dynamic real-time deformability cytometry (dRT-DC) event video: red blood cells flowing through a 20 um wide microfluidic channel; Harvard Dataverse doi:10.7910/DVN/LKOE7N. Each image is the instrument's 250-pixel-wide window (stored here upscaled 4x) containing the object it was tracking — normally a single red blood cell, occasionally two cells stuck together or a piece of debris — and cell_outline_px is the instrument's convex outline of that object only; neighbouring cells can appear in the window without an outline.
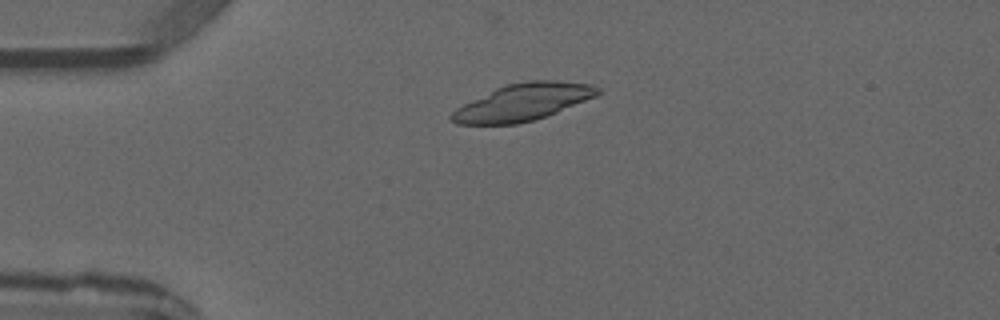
{"species": "common noctule bat (a hibernating species)", "species_latin": "Nyctalus noctula", "temperature_condition": "warm", "stored_images_in_passage": 2, "camera_frame_rate_fps": 3000, "um_per_image_px": 0.085, "animal": {"sex": "male", "forearm_length_mm": 52.5}, "frame": {"image": 1, "passage_image": 1, "time_ms": 0.0, "image_size_px": [1000, 320], "cell_outline_px": [[600, 92], [596, 96], [556, 112], [532, 120], [516, 124], [456, 124], [448, 120], [448, 116], [456, 108], [496, 88], [508, 84], [528, 80], [556, 80], [592, 84], [600, 88]], "centroid_in_image_um": [44.43, 8.68], "position_along_channel_um": 40.6, "area_um2": 31.21}}